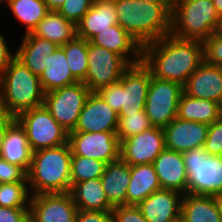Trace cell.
<instances>
[{
	"instance_id": "6da1fadb",
	"label": "cell",
	"mask_w": 222,
	"mask_h": 222,
	"mask_svg": "<svg viewBox=\"0 0 222 222\" xmlns=\"http://www.w3.org/2000/svg\"><path fill=\"white\" fill-rule=\"evenodd\" d=\"M142 62L152 76L180 83L204 62L203 44L200 40L166 36L142 46Z\"/></svg>"
},
{
	"instance_id": "7a4b0ae2",
	"label": "cell",
	"mask_w": 222,
	"mask_h": 222,
	"mask_svg": "<svg viewBox=\"0 0 222 222\" xmlns=\"http://www.w3.org/2000/svg\"><path fill=\"white\" fill-rule=\"evenodd\" d=\"M118 24L141 46L171 33L172 8L175 3H148L113 0Z\"/></svg>"
},
{
	"instance_id": "3957f363",
	"label": "cell",
	"mask_w": 222,
	"mask_h": 222,
	"mask_svg": "<svg viewBox=\"0 0 222 222\" xmlns=\"http://www.w3.org/2000/svg\"><path fill=\"white\" fill-rule=\"evenodd\" d=\"M71 158L69 143L33 152L27 172L30 194L70 192Z\"/></svg>"
},
{
	"instance_id": "277c9868",
	"label": "cell",
	"mask_w": 222,
	"mask_h": 222,
	"mask_svg": "<svg viewBox=\"0 0 222 222\" xmlns=\"http://www.w3.org/2000/svg\"><path fill=\"white\" fill-rule=\"evenodd\" d=\"M45 92L39 76L14 58L0 71V109L15 118L43 105Z\"/></svg>"
},
{
	"instance_id": "5b68a950",
	"label": "cell",
	"mask_w": 222,
	"mask_h": 222,
	"mask_svg": "<svg viewBox=\"0 0 222 222\" xmlns=\"http://www.w3.org/2000/svg\"><path fill=\"white\" fill-rule=\"evenodd\" d=\"M151 71L141 61L130 65L119 81L96 91L118 114H133L145 110Z\"/></svg>"
},
{
	"instance_id": "8992f818",
	"label": "cell",
	"mask_w": 222,
	"mask_h": 222,
	"mask_svg": "<svg viewBox=\"0 0 222 222\" xmlns=\"http://www.w3.org/2000/svg\"><path fill=\"white\" fill-rule=\"evenodd\" d=\"M221 18L212 0H175L171 34L182 39L203 41L220 29Z\"/></svg>"
},
{
	"instance_id": "52a82bcc",
	"label": "cell",
	"mask_w": 222,
	"mask_h": 222,
	"mask_svg": "<svg viewBox=\"0 0 222 222\" xmlns=\"http://www.w3.org/2000/svg\"><path fill=\"white\" fill-rule=\"evenodd\" d=\"M187 193L222 197V156L209 155L203 147L183 152Z\"/></svg>"
},
{
	"instance_id": "ba28073f",
	"label": "cell",
	"mask_w": 222,
	"mask_h": 222,
	"mask_svg": "<svg viewBox=\"0 0 222 222\" xmlns=\"http://www.w3.org/2000/svg\"><path fill=\"white\" fill-rule=\"evenodd\" d=\"M16 120L25 129L32 152L68 143V132L44 105L20 113Z\"/></svg>"
},
{
	"instance_id": "9c48e42d",
	"label": "cell",
	"mask_w": 222,
	"mask_h": 222,
	"mask_svg": "<svg viewBox=\"0 0 222 222\" xmlns=\"http://www.w3.org/2000/svg\"><path fill=\"white\" fill-rule=\"evenodd\" d=\"M90 89L77 82L45 93L43 105L51 116L68 132L74 131Z\"/></svg>"
},
{
	"instance_id": "30bf717a",
	"label": "cell",
	"mask_w": 222,
	"mask_h": 222,
	"mask_svg": "<svg viewBox=\"0 0 222 222\" xmlns=\"http://www.w3.org/2000/svg\"><path fill=\"white\" fill-rule=\"evenodd\" d=\"M183 86L175 81L161 80L151 74L145 112L152 126L166 127L177 117Z\"/></svg>"
},
{
	"instance_id": "8fae6325",
	"label": "cell",
	"mask_w": 222,
	"mask_h": 222,
	"mask_svg": "<svg viewBox=\"0 0 222 222\" xmlns=\"http://www.w3.org/2000/svg\"><path fill=\"white\" fill-rule=\"evenodd\" d=\"M88 72L83 81L91 92L120 80L130 64L118 54L87 41Z\"/></svg>"
},
{
	"instance_id": "7c38bea8",
	"label": "cell",
	"mask_w": 222,
	"mask_h": 222,
	"mask_svg": "<svg viewBox=\"0 0 222 222\" xmlns=\"http://www.w3.org/2000/svg\"><path fill=\"white\" fill-rule=\"evenodd\" d=\"M68 143L72 156L94 158L107 164L120 158L117 132H70Z\"/></svg>"
},
{
	"instance_id": "4fadbf2b",
	"label": "cell",
	"mask_w": 222,
	"mask_h": 222,
	"mask_svg": "<svg viewBox=\"0 0 222 222\" xmlns=\"http://www.w3.org/2000/svg\"><path fill=\"white\" fill-rule=\"evenodd\" d=\"M77 212L69 192L31 195L29 219L32 222H75Z\"/></svg>"
},
{
	"instance_id": "5bb4252c",
	"label": "cell",
	"mask_w": 222,
	"mask_h": 222,
	"mask_svg": "<svg viewBox=\"0 0 222 222\" xmlns=\"http://www.w3.org/2000/svg\"><path fill=\"white\" fill-rule=\"evenodd\" d=\"M166 148L162 128L152 126L120 142V158L130 166L152 164Z\"/></svg>"
},
{
	"instance_id": "9a60e30c",
	"label": "cell",
	"mask_w": 222,
	"mask_h": 222,
	"mask_svg": "<svg viewBox=\"0 0 222 222\" xmlns=\"http://www.w3.org/2000/svg\"><path fill=\"white\" fill-rule=\"evenodd\" d=\"M118 119V113L97 92H91L72 132H117Z\"/></svg>"
},
{
	"instance_id": "2e32d148",
	"label": "cell",
	"mask_w": 222,
	"mask_h": 222,
	"mask_svg": "<svg viewBox=\"0 0 222 222\" xmlns=\"http://www.w3.org/2000/svg\"><path fill=\"white\" fill-rule=\"evenodd\" d=\"M209 126L206 123L176 117L162 128L166 149L183 153L190 149L204 147Z\"/></svg>"
},
{
	"instance_id": "e0dca14e",
	"label": "cell",
	"mask_w": 222,
	"mask_h": 222,
	"mask_svg": "<svg viewBox=\"0 0 222 222\" xmlns=\"http://www.w3.org/2000/svg\"><path fill=\"white\" fill-rule=\"evenodd\" d=\"M183 194L170 189H159L140 202L137 207L148 222H174L181 217Z\"/></svg>"
},
{
	"instance_id": "ac0fdd59",
	"label": "cell",
	"mask_w": 222,
	"mask_h": 222,
	"mask_svg": "<svg viewBox=\"0 0 222 222\" xmlns=\"http://www.w3.org/2000/svg\"><path fill=\"white\" fill-rule=\"evenodd\" d=\"M183 92L193 98L222 105V67L203 62L183 85Z\"/></svg>"
},
{
	"instance_id": "d6986e66",
	"label": "cell",
	"mask_w": 222,
	"mask_h": 222,
	"mask_svg": "<svg viewBox=\"0 0 222 222\" xmlns=\"http://www.w3.org/2000/svg\"><path fill=\"white\" fill-rule=\"evenodd\" d=\"M89 42L123 57L130 65L142 61V46L119 24L94 35ZM131 54V57H128Z\"/></svg>"
},
{
	"instance_id": "ffe728a7",
	"label": "cell",
	"mask_w": 222,
	"mask_h": 222,
	"mask_svg": "<svg viewBox=\"0 0 222 222\" xmlns=\"http://www.w3.org/2000/svg\"><path fill=\"white\" fill-rule=\"evenodd\" d=\"M152 164L162 189L187 193V173L181 152L165 148Z\"/></svg>"
},
{
	"instance_id": "44dd1931",
	"label": "cell",
	"mask_w": 222,
	"mask_h": 222,
	"mask_svg": "<svg viewBox=\"0 0 222 222\" xmlns=\"http://www.w3.org/2000/svg\"><path fill=\"white\" fill-rule=\"evenodd\" d=\"M57 47L55 43L47 39L28 33L23 36L22 42L16 49L15 58L40 77L47 66L49 55Z\"/></svg>"
},
{
	"instance_id": "7402d4cb",
	"label": "cell",
	"mask_w": 222,
	"mask_h": 222,
	"mask_svg": "<svg viewBox=\"0 0 222 222\" xmlns=\"http://www.w3.org/2000/svg\"><path fill=\"white\" fill-rule=\"evenodd\" d=\"M118 24L113 0H94L92 7L76 25V36L89 41L94 35Z\"/></svg>"
},
{
	"instance_id": "603a6c76",
	"label": "cell",
	"mask_w": 222,
	"mask_h": 222,
	"mask_svg": "<svg viewBox=\"0 0 222 222\" xmlns=\"http://www.w3.org/2000/svg\"><path fill=\"white\" fill-rule=\"evenodd\" d=\"M32 153L25 129L15 120L6 130L0 158L20 166L27 173L31 166Z\"/></svg>"
},
{
	"instance_id": "cb8c5ba5",
	"label": "cell",
	"mask_w": 222,
	"mask_h": 222,
	"mask_svg": "<svg viewBox=\"0 0 222 222\" xmlns=\"http://www.w3.org/2000/svg\"><path fill=\"white\" fill-rule=\"evenodd\" d=\"M130 178V165L121 158L106 164L100 179L106 197L113 207L126 205V194Z\"/></svg>"
},
{
	"instance_id": "d4e9b609",
	"label": "cell",
	"mask_w": 222,
	"mask_h": 222,
	"mask_svg": "<svg viewBox=\"0 0 222 222\" xmlns=\"http://www.w3.org/2000/svg\"><path fill=\"white\" fill-rule=\"evenodd\" d=\"M181 217L186 222H222L220 197L183 194Z\"/></svg>"
},
{
	"instance_id": "484cf974",
	"label": "cell",
	"mask_w": 222,
	"mask_h": 222,
	"mask_svg": "<svg viewBox=\"0 0 222 222\" xmlns=\"http://www.w3.org/2000/svg\"><path fill=\"white\" fill-rule=\"evenodd\" d=\"M130 174L126 205L137 206L153 192L161 189L153 164L130 166Z\"/></svg>"
},
{
	"instance_id": "4316f807",
	"label": "cell",
	"mask_w": 222,
	"mask_h": 222,
	"mask_svg": "<svg viewBox=\"0 0 222 222\" xmlns=\"http://www.w3.org/2000/svg\"><path fill=\"white\" fill-rule=\"evenodd\" d=\"M72 199L78 210L112 211L100 178H94L71 186Z\"/></svg>"
},
{
	"instance_id": "83f0119b",
	"label": "cell",
	"mask_w": 222,
	"mask_h": 222,
	"mask_svg": "<svg viewBox=\"0 0 222 222\" xmlns=\"http://www.w3.org/2000/svg\"><path fill=\"white\" fill-rule=\"evenodd\" d=\"M221 116V104L206 99L193 98L182 92L177 108V118L211 125Z\"/></svg>"
},
{
	"instance_id": "f1b7e54d",
	"label": "cell",
	"mask_w": 222,
	"mask_h": 222,
	"mask_svg": "<svg viewBox=\"0 0 222 222\" xmlns=\"http://www.w3.org/2000/svg\"><path fill=\"white\" fill-rule=\"evenodd\" d=\"M39 78L45 93L79 82L72 75L64 49L61 46H58L55 51L49 55L47 66Z\"/></svg>"
},
{
	"instance_id": "f546056e",
	"label": "cell",
	"mask_w": 222,
	"mask_h": 222,
	"mask_svg": "<svg viewBox=\"0 0 222 222\" xmlns=\"http://www.w3.org/2000/svg\"><path fill=\"white\" fill-rule=\"evenodd\" d=\"M32 34L63 46L76 36V25L58 11H49L38 23Z\"/></svg>"
},
{
	"instance_id": "4dcf8cb0",
	"label": "cell",
	"mask_w": 222,
	"mask_h": 222,
	"mask_svg": "<svg viewBox=\"0 0 222 222\" xmlns=\"http://www.w3.org/2000/svg\"><path fill=\"white\" fill-rule=\"evenodd\" d=\"M11 13L26 26L25 34L32 33L49 12L43 0H6Z\"/></svg>"
},
{
	"instance_id": "1f68e13d",
	"label": "cell",
	"mask_w": 222,
	"mask_h": 222,
	"mask_svg": "<svg viewBox=\"0 0 222 222\" xmlns=\"http://www.w3.org/2000/svg\"><path fill=\"white\" fill-rule=\"evenodd\" d=\"M61 47L64 49L72 75L79 82H83L88 72L87 40L75 36Z\"/></svg>"
},
{
	"instance_id": "d6a6232c",
	"label": "cell",
	"mask_w": 222,
	"mask_h": 222,
	"mask_svg": "<svg viewBox=\"0 0 222 222\" xmlns=\"http://www.w3.org/2000/svg\"><path fill=\"white\" fill-rule=\"evenodd\" d=\"M105 162L82 156L71 158V186L75 183L100 178L106 167Z\"/></svg>"
},
{
	"instance_id": "836d02e7",
	"label": "cell",
	"mask_w": 222,
	"mask_h": 222,
	"mask_svg": "<svg viewBox=\"0 0 222 222\" xmlns=\"http://www.w3.org/2000/svg\"><path fill=\"white\" fill-rule=\"evenodd\" d=\"M30 198L28 182L0 184V207L29 208Z\"/></svg>"
},
{
	"instance_id": "e575fe53",
	"label": "cell",
	"mask_w": 222,
	"mask_h": 222,
	"mask_svg": "<svg viewBox=\"0 0 222 222\" xmlns=\"http://www.w3.org/2000/svg\"><path fill=\"white\" fill-rule=\"evenodd\" d=\"M117 137L119 142L152 127L145 110L133 114H118Z\"/></svg>"
},
{
	"instance_id": "d590c367",
	"label": "cell",
	"mask_w": 222,
	"mask_h": 222,
	"mask_svg": "<svg viewBox=\"0 0 222 222\" xmlns=\"http://www.w3.org/2000/svg\"><path fill=\"white\" fill-rule=\"evenodd\" d=\"M204 62L222 67V30H216L202 41Z\"/></svg>"
},
{
	"instance_id": "8d00e7d4",
	"label": "cell",
	"mask_w": 222,
	"mask_h": 222,
	"mask_svg": "<svg viewBox=\"0 0 222 222\" xmlns=\"http://www.w3.org/2000/svg\"><path fill=\"white\" fill-rule=\"evenodd\" d=\"M94 0H66L58 12L67 20L75 25L92 7Z\"/></svg>"
},
{
	"instance_id": "74e56055",
	"label": "cell",
	"mask_w": 222,
	"mask_h": 222,
	"mask_svg": "<svg viewBox=\"0 0 222 222\" xmlns=\"http://www.w3.org/2000/svg\"><path fill=\"white\" fill-rule=\"evenodd\" d=\"M203 148L209 155L222 156V116L209 126Z\"/></svg>"
},
{
	"instance_id": "f35d334b",
	"label": "cell",
	"mask_w": 222,
	"mask_h": 222,
	"mask_svg": "<svg viewBox=\"0 0 222 222\" xmlns=\"http://www.w3.org/2000/svg\"><path fill=\"white\" fill-rule=\"evenodd\" d=\"M28 182L27 173L20 167L0 158V184Z\"/></svg>"
},
{
	"instance_id": "ab89813d",
	"label": "cell",
	"mask_w": 222,
	"mask_h": 222,
	"mask_svg": "<svg viewBox=\"0 0 222 222\" xmlns=\"http://www.w3.org/2000/svg\"><path fill=\"white\" fill-rule=\"evenodd\" d=\"M112 214L113 222H148L135 205L116 206Z\"/></svg>"
},
{
	"instance_id": "60d3db41",
	"label": "cell",
	"mask_w": 222,
	"mask_h": 222,
	"mask_svg": "<svg viewBox=\"0 0 222 222\" xmlns=\"http://www.w3.org/2000/svg\"><path fill=\"white\" fill-rule=\"evenodd\" d=\"M75 222H113L112 211L78 210Z\"/></svg>"
},
{
	"instance_id": "b9f144b4",
	"label": "cell",
	"mask_w": 222,
	"mask_h": 222,
	"mask_svg": "<svg viewBox=\"0 0 222 222\" xmlns=\"http://www.w3.org/2000/svg\"><path fill=\"white\" fill-rule=\"evenodd\" d=\"M29 208L0 207V222H27Z\"/></svg>"
},
{
	"instance_id": "7bdbcfd3",
	"label": "cell",
	"mask_w": 222,
	"mask_h": 222,
	"mask_svg": "<svg viewBox=\"0 0 222 222\" xmlns=\"http://www.w3.org/2000/svg\"><path fill=\"white\" fill-rule=\"evenodd\" d=\"M6 43V38L0 32V71L3 70L15 58V52L11 53V49Z\"/></svg>"
},
{
	"instance_id": "ee69618b",
	"label": "cell",
	"mask_w": 222,
	"mask_h": 222,
	"mask_svg": "<svg viewBox=\"0 0 222 222\" xmlns=\"http://www.w3.org/2000/svg\"><path fill=\"white\" fill-rule=\"evenodd\" d=\"M16 120L14 116L0 109V152L6 135L7 128Z\"/></svg>"
},
{
	"instance_id": "f6af8a7d",
	"label": "cell",
	"mask_w": 222,
	"mask_h": 222,
	"mask_svg": "<svg viewBox=\"0 0 222 222\" xmlns=\"http://www.w3.org/2000/svg\"><path fill=\"white\" fill-rule=\"evenodd\" d=\"M49 11H58L66 0H43Z\"/></svg>"
},
{
	"instance_id": "bcb514c9",
	"label": "cell",
	"mask_w": 222,
	"mask_h": 222,
	"mask_svg": "<svg viewBox=\"0 0 222 222\" xmlns=\"http://www.w3.org/2000/svg\"><path fill=\"white\" fill-rule=\"evenodd\" d=\"M217 14L222 18V0H212Z\"/></svg>"
},
{
	"instance_id": "7dc6e473",
	"label": "cell",
	"mask_w": 222,
	"mask_h": 222,
	"mask_svg": "<svg viewBox=\"0 0 222 222\" xmlns=\"http://www.w3.org/2000/svg\"><path fill=\"white\" fill-rule=\"evenodd\" d=\"M133 1H142L150 3H175V0H133Z\"/></svg>"
},
{
	"instance_id": "c3c4849f",
	"label": "cell",
	"mask_w": 222,
	"mask_h": 222,
	"mask_svg": "<svg viewBox=\"0 0 222 222\" xmlns=\"http://www.w3.org/2000/svg\"><path fill=\"white\" fill-rule=\"evenodd\" d=\"M174 222H186L182 217H179L177 220H175Z\"/></svg>"
},
{
	"instance_id": "681fc988",
	"label": "cell",
	"mask_w": 222,
	"mask_h": 222,
	"mask_svg": "<svg viewBox=\"0 0 222 222\" xmlns=\"http://www.w3.org/2000/svg\"><path fill=\"white\" fill-rule=\"evenodd\" d=\"M220 209H221V215H222V197H220Z\"/></svg>"
},
{
	"instance_id": "f907efd6",
	"label": "cell",
	"mask_w": 222,
	"mask_h": 222,
	"mask_svg": "<svg viewBox=\"0 0 222 222\" xmlns=\"http://www.w3.org/2000/svg\"><path fill=\"white\" fill-rule=\"evenodd\" d=\"M220 30H222V18H221Z\"/></svg>"
}]
</instances>
